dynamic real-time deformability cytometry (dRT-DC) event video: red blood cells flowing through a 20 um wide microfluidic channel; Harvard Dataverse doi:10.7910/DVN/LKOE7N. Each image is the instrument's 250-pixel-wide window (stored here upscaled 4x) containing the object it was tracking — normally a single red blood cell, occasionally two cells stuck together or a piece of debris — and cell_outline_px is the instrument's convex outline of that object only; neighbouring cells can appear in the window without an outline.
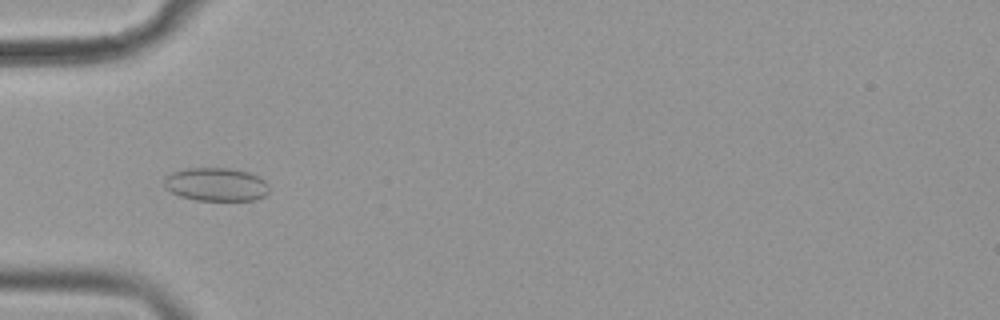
{"species": "common noctule bat (a hibernating species)", "species_latin": "Nyctalus noctula", "temperature_condition": "cold", "stored_images_in_passage": 48, "camera_frame_rate_fps": 3000, "um_per_image_px": 0.085, "animal": {"sex": "female", "body_mass_g": 19.9}, "frame": {"image": 1, "passage_image": 18, "time_ms": 5.667, "image_size_px": [1000, 320], "cell_outline_px": [[268, 192], [264, 196], [256, 200], [196, 200], [180, 196], [164, 188], [164, 176], [172, 172], [184, 168], [232, 168], [248, 172], [264, 180], [268, 184]], "centroid_in_image_um": [18.34, 15.67], "position_along_channel_um": 66.7, "area_um2": 20.52}}
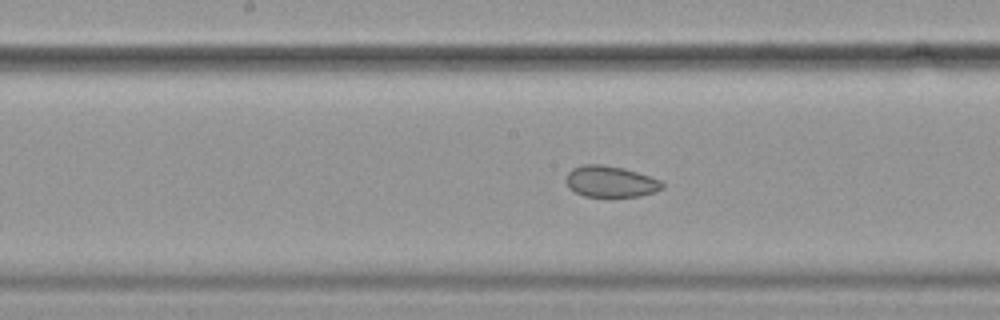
{"frame": {"image": 2, "passage_image": 29, "time_ms": 9.333, "image_size_px": [1000, 320], "cell_outline_px": [[664, 188], [640, 196], [608, 200], [584, 196], [568, 188], [568, 172], [572, 168], [584, 164], [600, 164], [624, 168], [660, 180], [664, 184]], "centroid_in_image_um": [51.9, 15.48], "position_along_channel_um": 196.3, "area_um2": 18.03}}
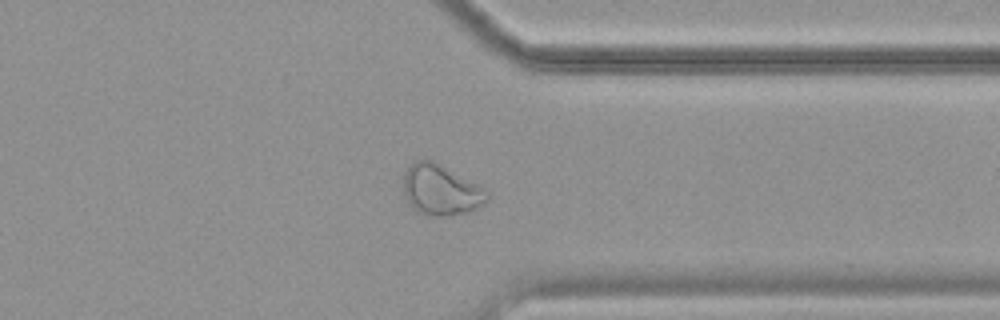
{"frame": {"image": 3, "passage_image": 44, "time_ms": 14.333, "image_size_px": [1000, 320], "cell_outline_px": [[488, 200], [476, 208], [468, 212], [448, 216], [432, 216], [416, 212], [408, 204], [404, 196], [404, 172], [408, 164], [416, 160], [432, 160], [488, 188]], "centroid_in_image_um": [37.47, 16.15], "position_along_channel_um": 373.9, "area_um2": 25.14}, "authors_computed_cell_mechanics": {"area_um2": 20.7213, "velocity_mm_per_s": 3.5842, "shape_relaxation_time_tau1_ms": 10.8769, "shape_relaxation_time_tau2_ms": 2.0546, "deformation_change_tau1": 0.0635, "deformation_change_tau2": 0.0596}}